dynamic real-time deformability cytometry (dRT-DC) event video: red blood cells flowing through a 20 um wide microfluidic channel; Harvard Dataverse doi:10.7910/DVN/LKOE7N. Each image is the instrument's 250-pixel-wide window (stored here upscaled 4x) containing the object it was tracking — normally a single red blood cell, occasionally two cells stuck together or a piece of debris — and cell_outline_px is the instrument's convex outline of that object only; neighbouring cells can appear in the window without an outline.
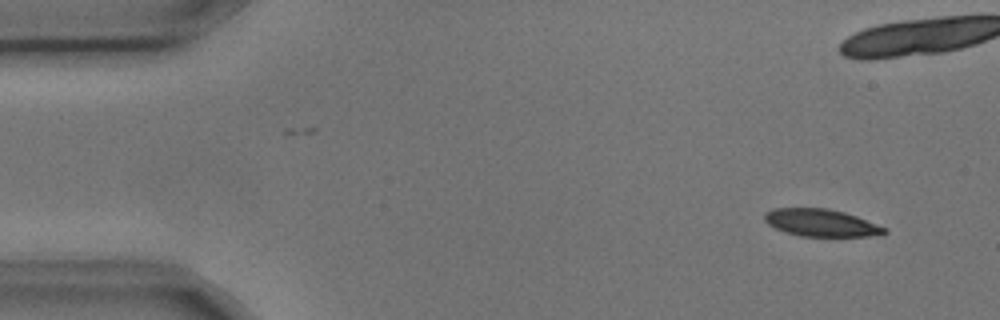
{"species": "common noctule bat (a hibernating species)", "species_latin": "Nyctalus noctula", "temperature_condition": "cold", "stored_images_in_passage": 5, "camera_frame_rate_fps": 3000, "um_per_image_px": 0.085, "animal": {"sex": "male", "body_mass_g": 17.9, "forearm_length_mm": 54.2}, "frame": {"image": 1, "passage_image": 1, "time_ms": 0.0, "image_size_px": [1000, 320], "cell_outline_px": [[888, 232], [868, 236], [800, 236], [776, 228], [768, 224], [764, 220], [764, 212], [772, 208], [828, 208], [844, 212], [856, 216], [884, 228]], "centroid_in_image_um": [69.72, 18.92], "position_along_channel_um": 15.3, "area_um2": 18.79}}